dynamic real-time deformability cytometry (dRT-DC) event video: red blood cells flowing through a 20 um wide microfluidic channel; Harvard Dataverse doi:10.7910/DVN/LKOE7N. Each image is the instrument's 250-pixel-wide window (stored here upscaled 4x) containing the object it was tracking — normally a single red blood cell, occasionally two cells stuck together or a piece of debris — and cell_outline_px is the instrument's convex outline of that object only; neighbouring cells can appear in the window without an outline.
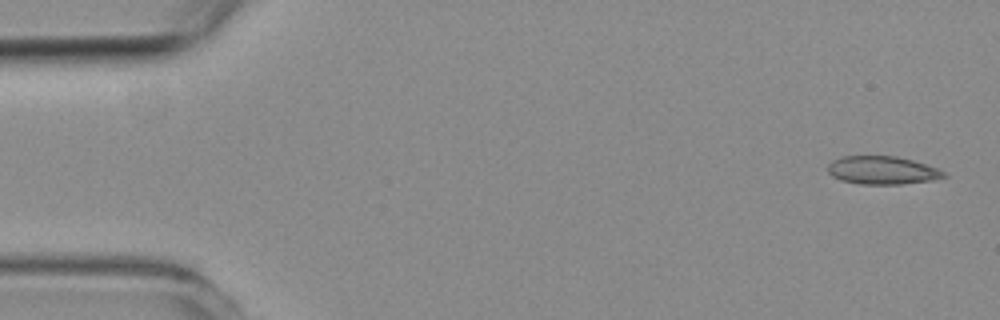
{"species": "common noctule bat (a hibernating species)", "species_latin": "Nyctalus noctula", "temperature_condition": "room temperature", "stored_images_in_passage": 4, "camera_frame_rate_fps": 3000, "um_per_image_px": 0.085, "animal": {"sex": "female", "body_mass_g": 19.3, "forearm_length_mm": 54.1}, "frame": {"image": 1, "passage_image": 1, "time_ms": 0.0, "image_size_px": [1000, 320], "cell_outline_px": [[948, 176], [932, 180], [900, 184], [860, 184], [840, 180], [832, 176], [828, 172], [828, 164], [832, 160], [840, 156], [896, 156], [912, 160], [936, 168], [944, 172]], "centroid_in_image_um": [74.95, 14.47], "position_along_channel_um": 10.1, "area_um2": 18.96}}
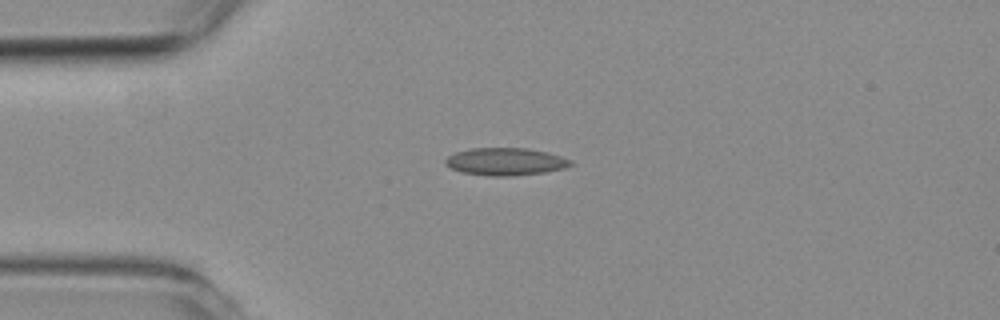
{"frame": {"image": 2, "passage_image": 4, "time_ms": 3.667, "image_size_px": [1000, 320], "cell_outline_px": [[572, 164], [564, 168], [544, 172], [508, 176], [488, 176], [464, 172], [452, 168], [444, 164], [444, 160], [448, 156], [456, 152], [472, 148], [528, 148], [548, 152], [572, 160]], "centroid_in_image_um": [42.96, 13.73], "position_along_channel_um": 42.0, "area_um2": 19.94}}